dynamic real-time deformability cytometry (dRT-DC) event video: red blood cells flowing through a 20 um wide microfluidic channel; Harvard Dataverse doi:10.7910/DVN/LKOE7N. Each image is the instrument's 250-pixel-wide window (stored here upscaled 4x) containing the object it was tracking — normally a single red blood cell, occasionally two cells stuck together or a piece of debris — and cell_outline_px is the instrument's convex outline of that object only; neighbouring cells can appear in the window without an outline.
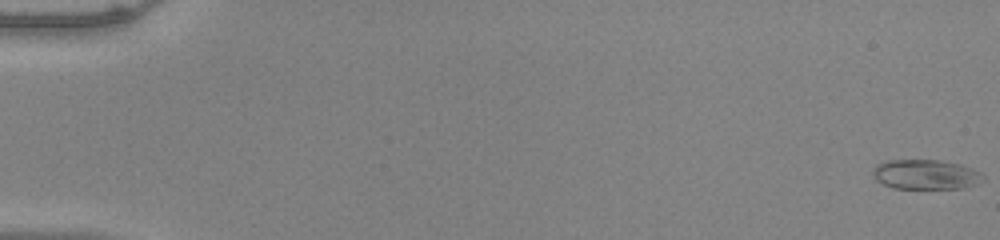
{"species": "common noctule bat (a hibernating species)", "species_latin": "Nyctalus noctula", "temperature_condition": "warm", "stored_images_in_passage": 53, "camera_frame_rate_fps": 3000, "um_per_image_px": 0.085, "animal": {"sex": "male", "body_mass_g": 20.0, "forearm_length_mm": 53.3}, "frame": {"image": 1, "passage_image": 1, "time_ms": 0.0, "image_size_px": [1000, 240], "cell_outline_px": [[984, 180], [960, 188], [892, 188], [876, 180], [872, 172], [876, 164], [884, 160], [940, 160], [960, 164], [972, 168], [980, 172]], "centroid_in_image_um": [78.63, 14.81], "position_along_channel_um": 6.4, "area_um2": 18.96}}
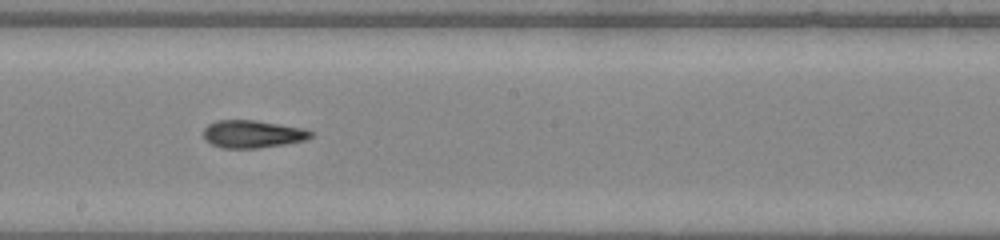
{"frame": {"image": 2, "passage_image": 31, "time_ms": 10.0, "image_size_px": [1000, 240], "cell_outline_px": [[312, 136], [304, 140], [284, 144], [256, 148], [220, 148], [212, 144], [204, 136], [204, 128], [208, 124], [216, 120], [256, 120], [304, 128], [312, 132]], "centroid_in_image_um": [21.46, 11.38], "position_along_channel_um": 226.7, "area_um2": 17.17}}
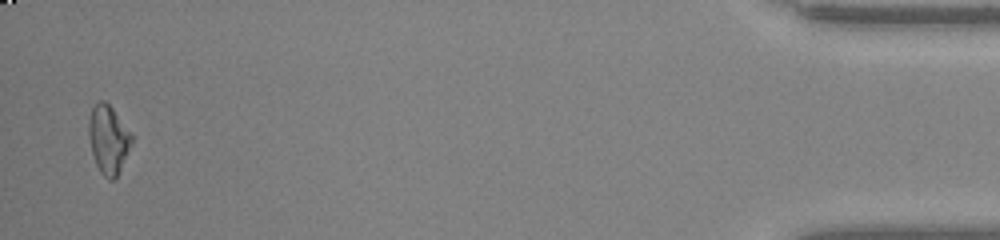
{"frame": {"image": 3, "passage_image": 52, "time_ms": 17.0, "image_size_px": [1000, 240], "cell_outline_px": [[132, 144], [116, 180], [108, 180], [100, 172], [96, 164], [92, 152], [88, 136], [88, 120], [92, 108], [100, 100], [104, 100], [112, 108], [132, 136]], "centroid_in_image_um": [9.2, 11.89], "position_along_channel_um": 426.0, "area_um2": 17.05}, "authors_computed_cell_mechanics": {"area_um2": 17.4556, "velocity_mm_per_s": 4.0078, "shape_relaxation_time_tau1_ms": null, "shape_relaxation_time_tau2_ms": 3.3361, "deformation_change_tau1": null, "deformation_change_tau2": 0.1175}}